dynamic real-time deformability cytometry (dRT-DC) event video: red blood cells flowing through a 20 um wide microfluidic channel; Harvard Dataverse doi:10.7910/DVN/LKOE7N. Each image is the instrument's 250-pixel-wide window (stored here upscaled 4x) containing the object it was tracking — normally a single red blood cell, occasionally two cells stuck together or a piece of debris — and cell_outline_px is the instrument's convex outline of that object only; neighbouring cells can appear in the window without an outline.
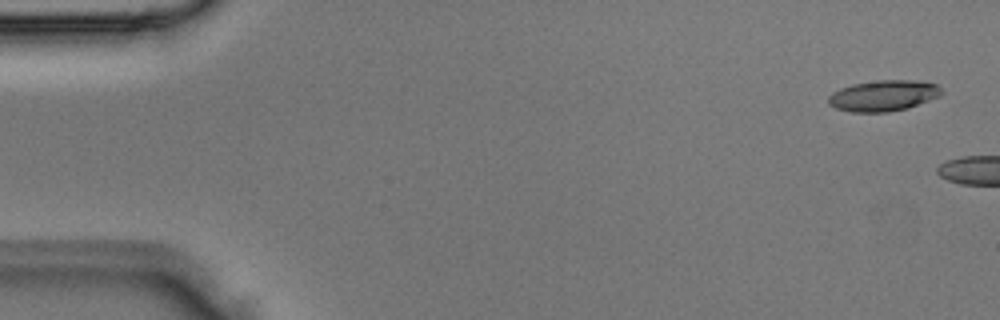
{"species": "Egyptian fruit bat (a non-hibernating species)", "species_latin": "Rousettus aegyptiacus", "temperature_condition": "room temperature", "stored_images_in_passage": 3, "camera_frame_rate_fps": 3000, "um_per_image_px": 0.085, "animal": {"sex": "male"}, "frame": {"image": 1, "passage_image": 1, "time_ms": 0.0, "image_size_px": [1000, 320], "cell_outline_px": [[944, 92], [940, 96], [908, 108], [888, 112], [852, 112], [836, 108], [828, 104], [828, 96], [832, 92], [840, 88], [852, 84], [876, 80], [916, 80], [936, 84]], "centroid_in_image_um": [75.08, 8.13], "position_along_channel_um": 9.9, "area_um2": 20.52}}